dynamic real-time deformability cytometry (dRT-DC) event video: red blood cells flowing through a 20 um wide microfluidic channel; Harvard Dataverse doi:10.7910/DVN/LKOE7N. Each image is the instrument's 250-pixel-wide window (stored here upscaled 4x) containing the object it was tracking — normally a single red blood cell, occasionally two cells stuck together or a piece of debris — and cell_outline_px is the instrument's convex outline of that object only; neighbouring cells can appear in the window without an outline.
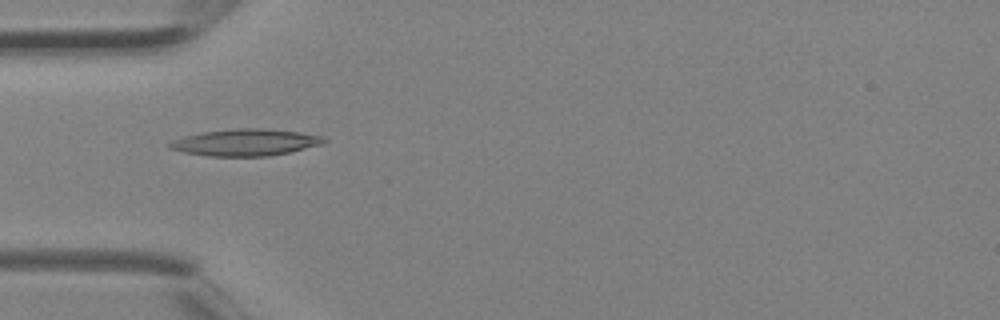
{"species": "Egyptian fruit bat (a non-hibernating species)", "species_latin": "Rousettus aegyptiacus", "temperature_condition": "room temperature", "stored_images_in_passage": 1, "camera_frame_rate_fps": 3000, "um_per_image_px": 0.085, "animal": {"sex": "female"}, "frame": {"image": 1, "passage_image": 1, "time_ms": 0.0, "image_size_px": [1000, 320], "cell_outline_px": [[328, 140], [324, 144], [288, 152], [268, 156], [208, 156], [184, 152], [168, 148], [168, 144], [172, 140], [184, 136], [204, 132], [236, 128], [256, 128], [300, 132], [324, 136]], "centroid_in_image_um": [20.88, 12.1], "position_along_channel_um": 64.1, "area_um2": 23.99}}